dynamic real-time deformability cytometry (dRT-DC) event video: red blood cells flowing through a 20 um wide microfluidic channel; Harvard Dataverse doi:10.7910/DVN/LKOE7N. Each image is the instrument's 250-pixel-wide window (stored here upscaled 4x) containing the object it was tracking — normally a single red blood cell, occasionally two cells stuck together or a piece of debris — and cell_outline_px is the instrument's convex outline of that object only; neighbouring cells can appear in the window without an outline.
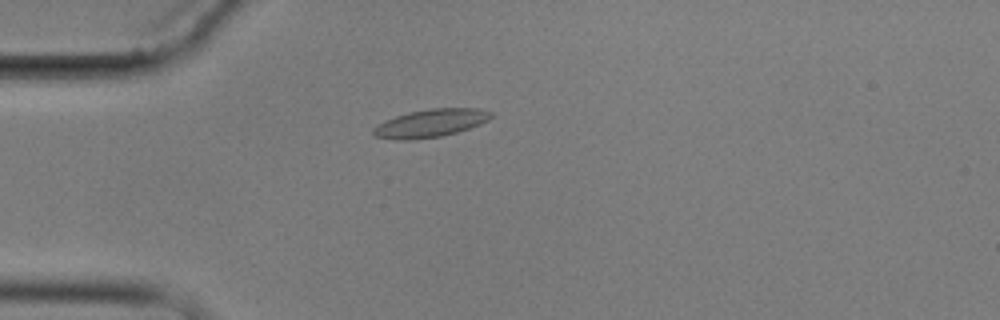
{"species": "common noctule bat (a hibernating species)", "species_latin": "Nyctalus noctula", "temperature_condition": "cold", "stored_images_in_passage": 5, "camera_frame_rate_fps": 3000, "um_per_image_px": 0.085, "animal": {"sex": "male", "body_mass_g": 17.9}, "frame": {"image": 1, "passage_image": 5, "time_ms": 4.667, "image_size_px": [1000, 320], "cell_outline_px": [[492, 116], [488, 120], [480, 124], [456, 132], [440, 136], [416, 140], [400, 140], [376, 136], [372, 132], [372, 128], [396, 116], [408, 112], [432, 108], [480, 108], [492, 112]], "centroid_in_image_um": [36.62, 10.46], "position_along_channel_um": 48.4, "area_um2": 18.96}}